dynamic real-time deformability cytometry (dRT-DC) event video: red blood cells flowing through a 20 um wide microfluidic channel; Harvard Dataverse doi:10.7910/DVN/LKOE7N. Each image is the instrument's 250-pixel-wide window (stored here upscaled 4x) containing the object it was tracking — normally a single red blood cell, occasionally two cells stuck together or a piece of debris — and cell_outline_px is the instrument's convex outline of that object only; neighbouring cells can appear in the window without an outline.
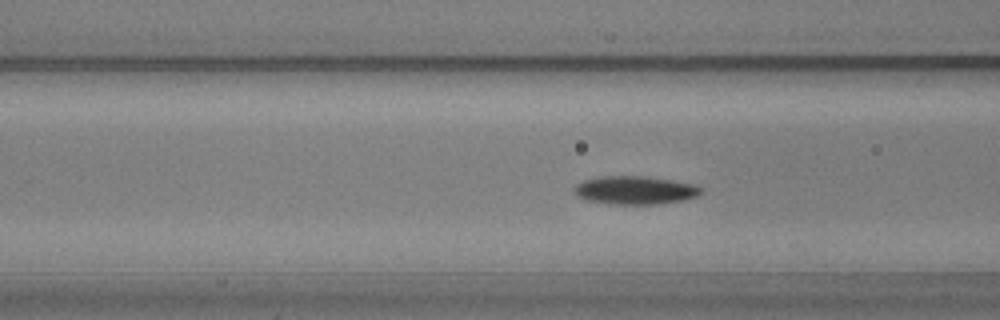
{"species": "common noctule bat (a hibernating species)", "species_latin": "Nyctalus noctula", "temperature_condition": "warm", "stored_images_in_passage": 55, "camera_frame_rate_fps": 3000, "um_per_image_px": 0.085, "animal": {"sex": "male", "body_mass_g": 20.5, "forearm_length_mm": 52.5}, "frame": {"image": 1, "passage_image": 20, "time_ms": 6.333, "image_size_px": [1000, 320], "cell_outline_px": [[704, 188], [696, 196], [680, 200], [656, 204], [608, 204], [584, 200], [576, 196], [572, 188], [576, 184], [584, 180], [596, 176], [644, 176], [672, 180], [696, 184]], "centroid_in_image_um": [53.91, 16.16], "position_along_channel_um": 112.7, "area_um2": 21.1}}
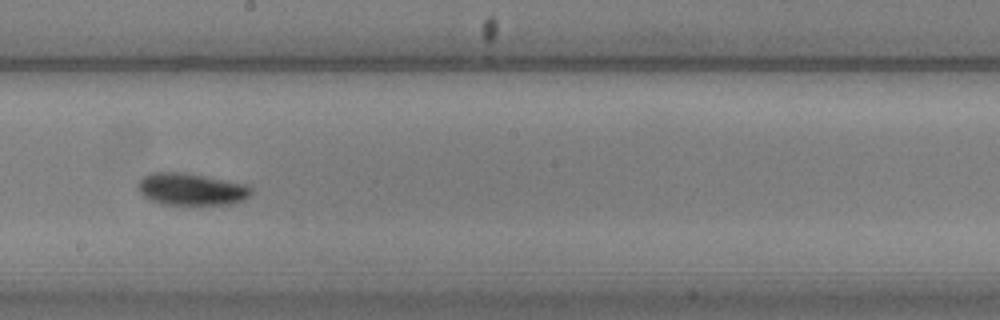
{"frame": {"image": 2, "passage_image": 30, "time_ms": 9.667, "image_size_px": [1000, 320], "cell_outline_px": [[252, 192], [244, 200], [232, 204], [160, 204], [148, 200], [140, 192], [136, 184], [144, 176], [152, 172], [180, 172], [204, 176], [248, 184], [252, 188]], "centroid_in_image_um": [16.25, 16.08], "position_along_channel_um": 232.0, "area_um2": 21.21}}
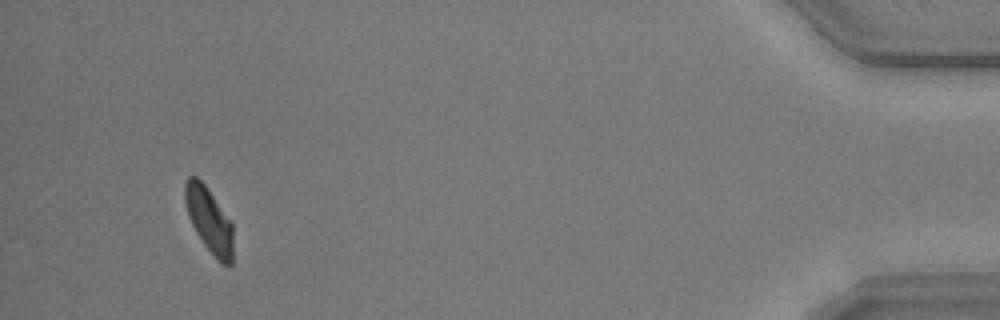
{"frame": {"image": 3, "passage_image": 52, "time_ms": 17.0, "image_size_px": [1000, 320], "cell_outline_px": [[232, 264], [224, 264], [204, 244], [196, 232], [188, 216], [184, 200], [184, 184], [188, 176], [196, 176], [204, 184], [232, 224]], "centroid_in_image_um": [17.73, 18.65], "position_along_channel_um": 417.5, "area_um2": 17.63}, "authors_computed_cell_mechanics": {"area_um2": 19.5942, "velocity_mm_per_s": 3.5742, "shape_relaxation_time_tau1_ms": 2.7422, "shape_relaxation_time_tau2_ms": 9.6196, "deformation_change_tau1": 0.095, "deformation_change_tau2": 0.1288}}